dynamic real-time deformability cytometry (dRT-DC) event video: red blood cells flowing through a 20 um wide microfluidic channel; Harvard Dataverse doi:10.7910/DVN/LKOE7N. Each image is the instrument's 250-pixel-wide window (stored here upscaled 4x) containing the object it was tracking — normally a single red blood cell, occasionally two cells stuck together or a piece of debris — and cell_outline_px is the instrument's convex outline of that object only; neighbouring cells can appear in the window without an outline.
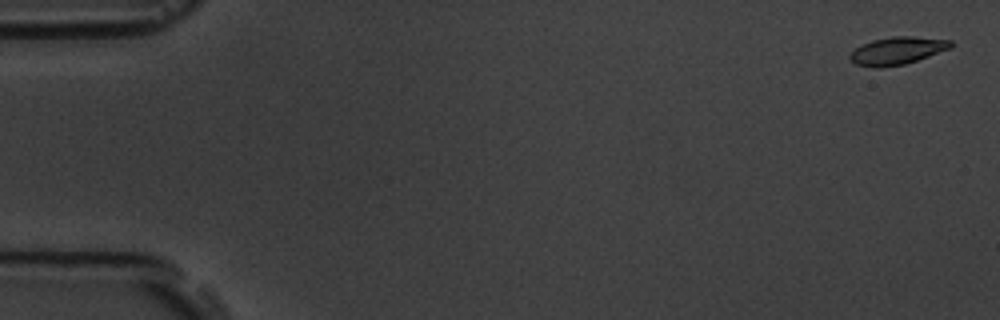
{"species": "common noctule bat (a hibernating species)", "species_latin": "Nyctalus noctula", "temperature_condition": "room temperature", "stored_images_in_passage": 7, "camera_frame_rate_fps": 3000, "um_per_image_px": 0.085, "animal": {"sex": "male", "body_mass_g": 19.5, "forearm_length_mm": 54.6}, "frame": {"image": 1, "passage_image": 1, "time_ms": 0.0, "image_size_px": [1000, 320], "cell_outline_px": [[952, 48], [904, 64], [880, 68], [872, 68], [856, 64], [848, 56], [856, 48], [872, 40], [892, 36], [912, 36], [952, 40]], "centroid_in_image_um": [76.27, 4.31], "position_along_channel_um": 8.7, "area_um2": 16.13}}
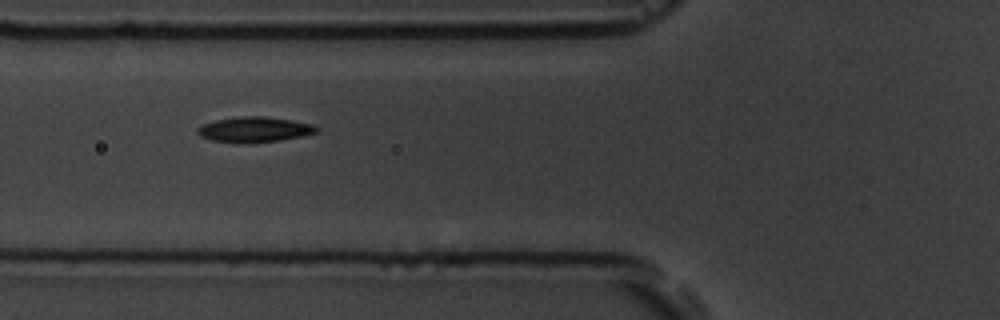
{"frame": {"image": 2, "passage_image": 6, "time_ms": 6.667, "image_size_px": [1000, 320], "cell_outline_px": [[320, 128], [316, 132], [300, 136], [280, 140], [212, 140], [200, 136], [196, 132], [196, 128], [200, 124], [216, 120], [240, 116], [264, 116], [292, 120], [312, 124]], "centroid_in_image_um": [21.62, 10.95], "position_along_channel_um": 104.2, "area_um2": 16.7}}
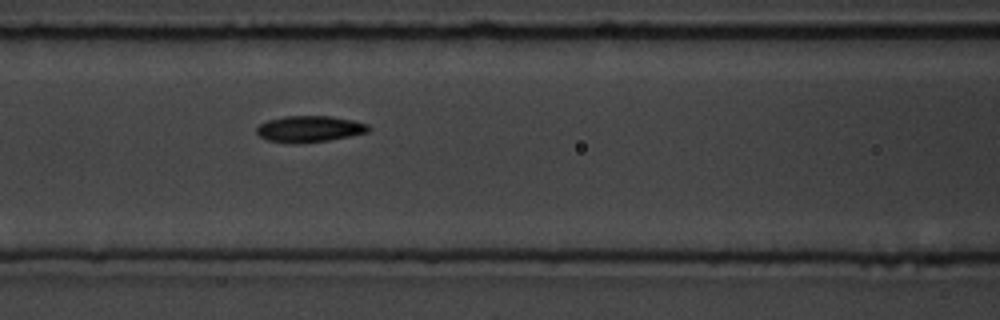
{"frame": {"image": 3, "passage_image": 7, "time_ms": 7.667, "image_size_px": [1000, 320], "cell_outline_px": [[372, 128], [368, 132], [328, 140], [296, 144], [292, 144], [268, 140], [260, 136], [256, 132], [256, 128], [260, 124], [268, 120], [284, 116], [332, 116], [352, 120], [368, 124]], "centroid_in_image_um": [26.3, 10.96], "position_along_channel_um": 140.3, "area_um2": 17.17}}